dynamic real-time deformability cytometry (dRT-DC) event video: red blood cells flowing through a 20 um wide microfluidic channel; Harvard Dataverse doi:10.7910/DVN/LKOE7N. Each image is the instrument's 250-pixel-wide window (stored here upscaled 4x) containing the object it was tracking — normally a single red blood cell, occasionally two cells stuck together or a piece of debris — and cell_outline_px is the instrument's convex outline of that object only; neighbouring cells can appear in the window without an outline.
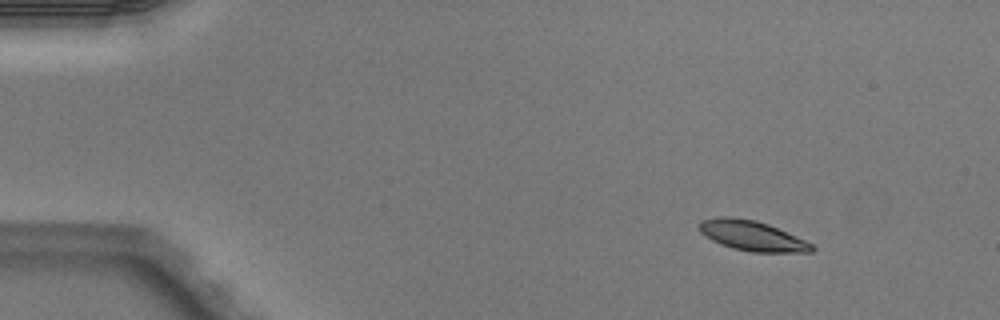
{"species": "Egyptian fruit bat (a non-hibernating species)", "species_latin": "Rousettus aegyptiacus", "temperature_condition": "warm", "stored_images_in_passage": 6, "camera_frame_rate_fps": 3000, "um_per_image_px": 0.085, "animal": {"sex": "male"}, "frame": {"image": 1, "passage_image": 1, "time_ms": 0.0, "image_size_px": [1000, 320], "cell_outline_px": [[816, 248], [812, 252], [752, 252], [732, 248], [720, 244], [712, 240], [700, 232], [700, 220], [720, 216], [728, 216], [756, 220], [768, 224], [804, 240], [812, 244]], "centroid_in_image_um": [63.91, 20.04], "position_along_channel_um": 21.1, "area_um2": 19.59}}
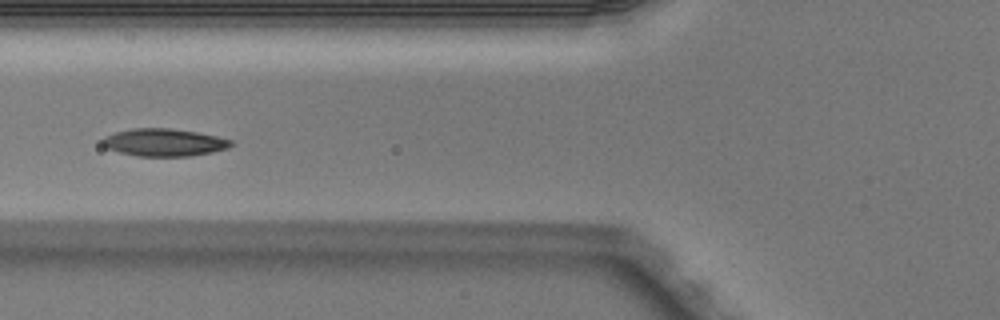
{"frame": {"image": 2, "passage_image": 5, "time_ms": 1.333, "image_size_px": [1000, 320], "cell_outline_px": [[232, 144], [228, 148], [212, 152], [192, 156], [136, 156], [120, 152], [108, 148], [100, 144], [100, 140], [104, 136], [116, 132], [132, 128], [172, 128], [196, 132], [216, 136], [232, 140]], "centroid_in_image_um": [13.91, 12.1], "position_along_channel_um": 111.9, "area_um2": 20.69}}
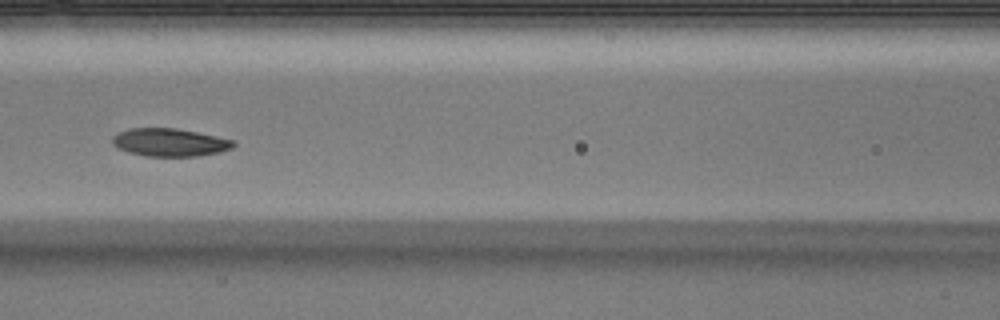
{"frame": {"image": 3, "passage_image": 6, "time_ms": 1.667, "image_size_px": [1000, 320], "cell_outline_px": [[236, 144], [232, 148], [220, 152], [200, 156], [144, 156], [128, 152], [116, 148], [112, 144], [112, 136], [116, 132], [128, 128], [176, 128], [236, 140]], "centroid_in_image_um": [14.4, 12.1], "position_along_channel_um": 152.2, "area_um2": 20.0}}